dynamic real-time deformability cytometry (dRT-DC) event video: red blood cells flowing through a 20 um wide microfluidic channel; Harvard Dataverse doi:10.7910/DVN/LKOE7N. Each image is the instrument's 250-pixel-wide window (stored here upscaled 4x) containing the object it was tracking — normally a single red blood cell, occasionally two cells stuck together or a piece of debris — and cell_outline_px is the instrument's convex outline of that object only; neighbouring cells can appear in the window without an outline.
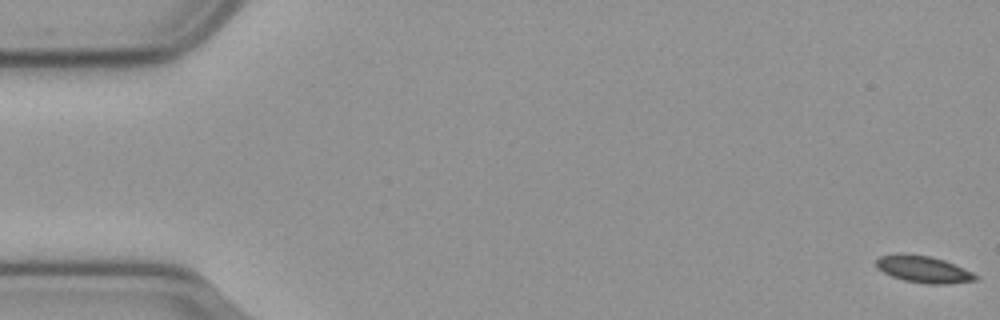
{"species": "common noctule bat (a hibernating species)", "species_latin": "Nyctalus noctula", "temperature_condition": "cold", "stored_images_in_passage": 59, "camera_frame_rate_fps": 3000, "um_per_image_px": 0.085, "animal": {"sex": "male", "body_mass_g": 23.1, "forearm_length_mm": 52.7}, "frame": {"image": 1, "passage_image": 1, "time_ms": 0.0, "image_size_px": [1000, 320], "cell_outline_px": [[976, 280], [944, 284], [928, 284], [904, 280], [892, 276], [876, 268], [876, 260], [880, 256], [900, 252], [928, 256], [944, 260], [972, 272], [976, 276]], "centroid_in_image_um": [78.43, 22.87], "position_along_channel_um": 6.6, "area_um2": 15.37}}
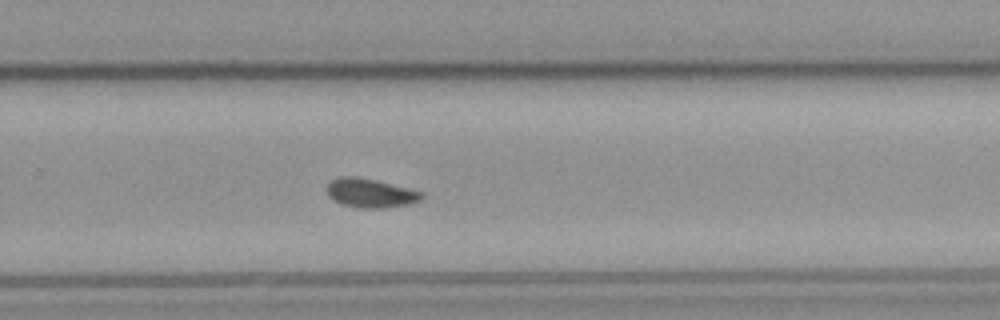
{"frame": {"image": 2, "passage_image": 38, "time_ms": 12.333, "image_size_px": [1000, 320], "cell_outline_px": [[424, 196], [420, 200], [412, 204], [384, 208], [356, 208], [340, 204], [332, 200], [328, 196], [324, 188], [328, 180], [340, 176], [356, 176], [376, 180], [424, 192]], "centroid_in_image_um": [31.42, 16.41], "position_along_channel_um": 298.4, "area_um2": 16.59}}
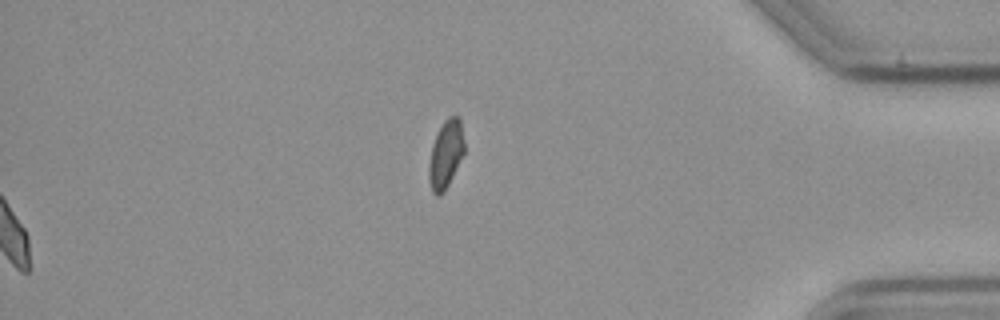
{"frame": {"image": 3, "passage_image": 59, "time_ms": 19.333, "image_size_px": [1000, 320], "cell_outline_px": [[464, 152], [444, 192], [440, 196], [436, 196], [432, 192], [428, 180], [428, 168], [432, 144], [444, 120], [448, 116], [460, 116], [464, 140]], "centroid_in_image_um": [37.88, 13.12], "position_along_channel_um": 397.3, "area_um2": 13.99}, "authors_computed_cell_mechanics": {"area_um2": 15.8372, "velocity_mm_per_s": 3.5726, "shape_relaxation_time_tau1_ms": null, "shape_relaxation_time_tau2_ms": 5.2664, "deformation_change_tau1": null, "deformation_change_tau2": 0.0843}}